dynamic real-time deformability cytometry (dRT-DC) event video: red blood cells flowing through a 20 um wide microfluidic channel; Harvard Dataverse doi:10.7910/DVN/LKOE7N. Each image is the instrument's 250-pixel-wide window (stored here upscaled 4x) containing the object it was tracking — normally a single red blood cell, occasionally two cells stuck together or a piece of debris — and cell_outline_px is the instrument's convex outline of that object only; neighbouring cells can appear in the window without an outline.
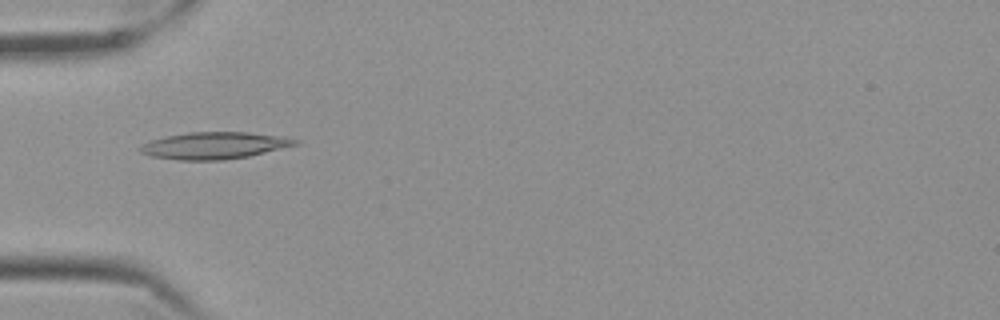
{"species": "Egyptian fruit bat (a non-hibernating species)", "species_latin": "Rousettus aegyptiacus", "temperature_condition": "cold", "stored_images_in_passage": 6, "camera_frame_rate_fps": 3000, "um_per_image_px": 0.085, "frame": {"image": 1, "passage_image": 2, "time_ms": 0.333, "image_size_px": [1000, 320], "cell_outline_px": [[300, 144], [248, 156], [224, 160], [180, 160], [152, 156], [140, 152], [136, 148], [152, 140], [168, 136], [188, 132], [248, 132], [284, 136], [300, 140]], "centroid_in_image_um": [18.26, 12.36], "position_along_channel_um": 66.7, "area_um2": 24.28}}
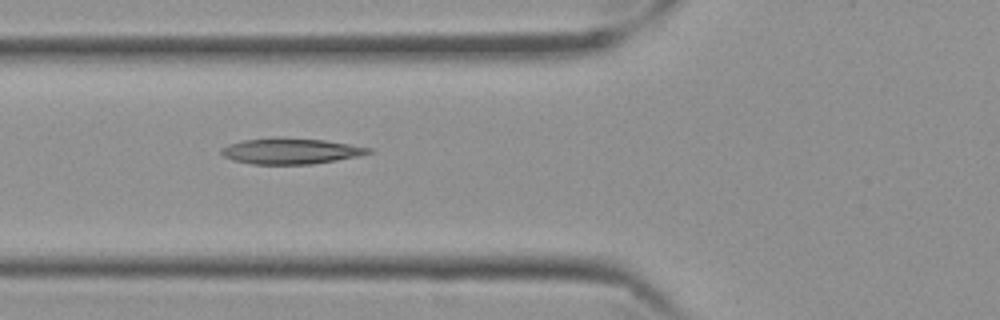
{"frame": {"image": 2, "passage_image": 5, "time_ms": 1.333, "image_size_px": [1000, 320], "cell_outline_px": [[372, 152], [360, 156], [312, 164], [252, 164], [232, 160], [224, 156], [220, 152], [220, 148], [228, 144], [244, 140], [272, 136], [276, 136], [324, 140], [372, 148]], "centroid_in_image_um": [24.67, 12.83], "position_along_channel_um": 101.1, "area_um2": 22.43}}